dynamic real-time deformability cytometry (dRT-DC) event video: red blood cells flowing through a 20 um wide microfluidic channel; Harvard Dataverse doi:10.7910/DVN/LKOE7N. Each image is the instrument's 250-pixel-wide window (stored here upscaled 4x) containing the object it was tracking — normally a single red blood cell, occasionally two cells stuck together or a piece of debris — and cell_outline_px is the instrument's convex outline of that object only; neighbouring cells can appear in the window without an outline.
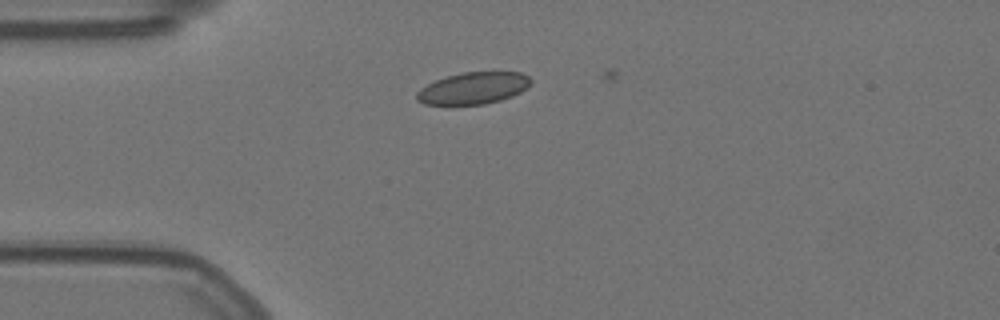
{"species": "Egyptian fruit bat (a non-hibernating species)", "species_latin": "Rousettus aegyptiacus", "temperature_condition": "warm", "stored_images_in_passage": 10, "camera_frame_rate_fps": 3000, "um_per_image_px": 0.085, "animal": {"sex": "female"}, "frame": {"image": 1, "passage_image": 4, "time_ms": 1.0, "image_size_px": [1000, 320], "cell_outline_px": [[532, 80], [528, 88], [512, 96], [500, 100], [484, 104], [424, 104], [416, 100], [416, 92], [420, 88], [436, 80], [448, 76], [464, 72], [520, 72], [528, 76]], "centroid_in_image_um": [40.24, 7.49], "position_along_channel_um": 44.8, "area_um2": 21.04}}
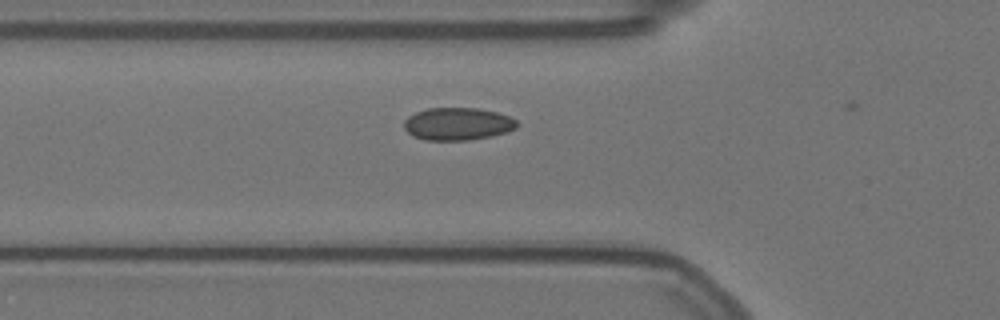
{"frame": {"image": 2, "passage_image": 9, "time_ms": 2.667, "image_size_px": [1000, 320], "cell_outline_px": [[520, 124], [516, 128], [508, 132], [492, 136], [468, 140], [424, 140], [412, 136], [404, 128], [404, 120], [408, 116], [416, 112], [428, 108], [476, 108], [496, 112], [508, 116], [516, 120]], "centroid_in_image_um": [38.9, 10.54], "position_along_channel_um": 86.9, "area_um2": 21.56}}